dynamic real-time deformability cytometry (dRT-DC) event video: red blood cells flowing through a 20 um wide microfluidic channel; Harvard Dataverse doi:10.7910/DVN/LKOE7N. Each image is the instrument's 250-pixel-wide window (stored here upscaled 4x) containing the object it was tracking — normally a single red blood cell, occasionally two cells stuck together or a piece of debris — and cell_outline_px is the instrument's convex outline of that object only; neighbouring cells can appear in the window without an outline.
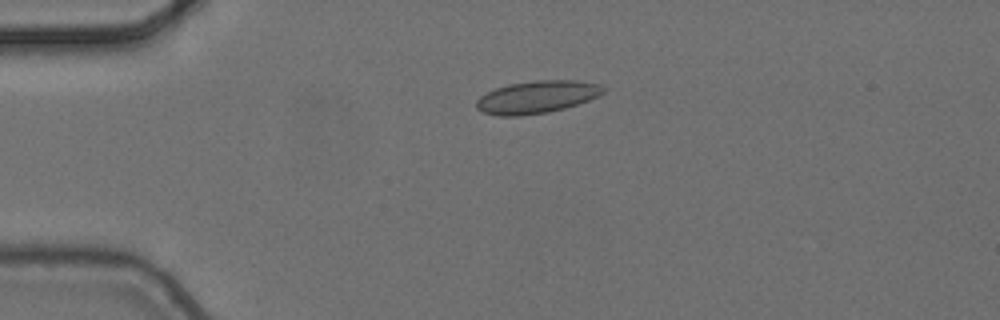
{"species": "common noctule bat (a hibernating species)", "species_latin": "Nyctalus noctula", "temperature_condition": "cold", "stored_images_in_passage": 5, "camera_frame_rate_fps": 3000, "um_per_image_px": 0.085, "animal": {"sex": "female", "body_mass_g": 24.6, "forearm_length_mm": 56.2}, "frame": {"image": 1, "passage_image": 4, "time_ms": 1.0, "image_size_px": [1000, 320], "cell_outline_px": [[604, 92], [600, 96], [564, 108], [548, 112], [520, 116], [496, 116], [484, 112], [476, 108], [476, 100], [480, 96], [496, 88], [508, 84], [536, 80], [576, 80], [600, 84], [604, 88]], "centroid_in_image_um": [45.63, 8.24], "position_along_channel_um": 39.4, "area_um2": 24.04}}